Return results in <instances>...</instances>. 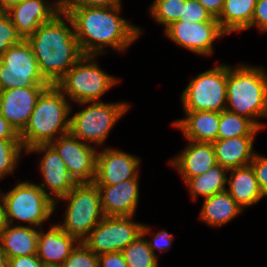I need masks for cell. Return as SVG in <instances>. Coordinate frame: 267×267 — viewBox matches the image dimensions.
Here are the masks:
<instances>
[{
	"instance_id": "obj_46",
	"label": "cell",
	"mask_w": 267,
	"mask_h": 267,
	"mask_svg": "<svg viewBox=\"0 0 267 267\" xmlns=\"http://www.w3.org/2000/svg\"><path fill=\"white\" fill-rule=\"evenodd\" d=\"M41 267H62L60 265H53V264H45V263H42L41 264Z\"/></svg>"
},
{
	"instance_id": "obj_13",
	"label": "cell",
	"mask_w": 267,
	"mask_h": 267,
	"mask_svg": "<svg viewBox=\"0 0 267 267\" xmlns=\"http://www.w3.org/2000/svg\"><path fill=\"white\" fill-rule=\"evenodd\" d=\"M164 31V35L177 46L197 56H211L214 42L227 36L219 22L190 23L175 21Z\"/></svg>"
},
{
	"instance_id": "obj_6",
	"label": "cell",
	"mask_w": 267,
	"mask_h": 267,
	"mask_svg": "<svg viewBox=\"0 0 267 267\" xmlns=\"http://www.w3.org/2000/svg\"><path fill=\"white\" fill-rule=\"evenodd\" d=\"M98 55H83L55 84L72 103L102 101L101 97L121 81L106 73L98 63Z\"/></svg>"
},
{
	"instance_id": "obj_9",
	"label": "cell",
	"mask_w": 267,
	"mask_h": 267,
	"mask_svg": "<svg viewBox=\"0 0 267 267\" xmlns=\"http://www.w3.org/2000/svg\"><path fill=\"white\" fill-rule=\"evenodd\" d=\"M180 97L183 111L226 110L227 64H216L214 68L193 77Z\"/></svg>"
},
{
	"instance_id": "obj_39",
	"label": "cell",
	"mask_w": 267,
	"mask_h": 267,
	"mask_svg": "<svg viewBox=\"0 0 267 267\" xmlns=\"http://www.w3.org/2000/svg\"><path fill=\"white\" fill-rule=\"evenodd\" d=\"M98 267H128L122 252H110L98 256Z\"/></svg>"
},
{
	"instance_id": "obj_30",
	"label": "cell",
	"mask_w": 267,
	"mask_h": 267,
	"mask_svg": "<svg viewBox=\"0 0 267 267\" xmlns=\"http://www.w3.org/2000/svg\"><path fill=\"white\" fill-rule=\"evenodd\" d=\"M186 0H153L148 7L152 19L164 30L182 16V10Z\"/></svg>"
},
{
	"instance_id": "obj_18",
	"label": "cell",
	"mask_w": 267,
	"mask_h": 267,
	"mask_svg": "<svg viewBox=\"0 0 267 267\" xmlns=\"http://www.w3.org/2000/svg\"><path fill=\"white\" fill-rule=\"evenodd\" d=\"M140 179L125 180L115 185H97L105 216H135L140 200Z\"/></svg>"
},
{
	"instance_id": "obj_17",
	"label": "cell",
	"mask_w": 267,
	"mask_h": 267,
	"mask_svg": "<svg viewBox=\"0 0 267 267\" xmlns=\"http://www.w3.org/2000/svg\"><path fill=\"white\" fill-rule=\"evenodd\" d=\"M63 10L58 0H21L8 10L17 33L23 40L31 36L41 24L51 21Z\"/></svg>"
},
{
	"instance_id": "obj_36",
	"label": "cell",
	"mask_w": 267,
	"mask_h": 267,
	"mask_svg": "<svg viewBox=\"0 0 267 267\" xmlns=\"http://www.w3.org/2000/svg\"><path fill=\"white\" fill-rule=\"evenodd\" d=\"M151 237L152 239H147V242L153 253L158 256L156 254V250L160 251V253H163L171 249L175 235L173 233L167 232L166 229H161L155 234L153 233Z\"/></svg>"
},
{
	"instance_id": "obj_31",
	"label": "cell",
	"mask_w": 267,
	"mask_h": 267,
	"mask_svg": "<svg viewBox=\"0 0 267 267\" xmlns=\"http://www.w3.org/2000/svg\"><path fill=\"white\" fill-rule=\"evenodd\" d=\"M22 152L26 153V150L20 139L0 140V181L10 174H15Z\"/></svg>"
},
{
	"instance_id": "obj_42",
	"label": "cell",
	"mask_w": 267,
	"mask_h": 267,
	"mask_svg": "<svg viewBox=\"0 0 267 267\" xmlns=\"http://www.w3.org/2000/svg\"><path fill=\"white\" fill-rule=\"evenodd\" d=\"M213 17L217 18L225 0H197Z\"/></svg>"
},
{
	"instance_id": "obj_16",
	"label": "cell",
	"mask_w": 267,
	"mask_h": 267,
	"mask_svg": "<svg viewBox=\"0 0 267 267\" xmlns=\"http://www.w3.org/2000/svg\"><path fill=\"white\" fill-rule=\"evenodd\" d=\"M48 86L18 87L0 91V113L20 135L41 93Z\"/></svg>"
},
{
	"instance_id": "obj_3",
	"label": "cell",
	"mask_w": 267,
	"mask_h": 267,
	"mask_svg": "<svg viewBox=\"0 0 267 267\" xmlns=\"http://www.w3.org/2000/svg\"><path fill=\"white\" fill-rule=\"evenodd\" d=\"M226 110L252 120L260 129L267 118V70L247 63L227 64Z\"/></svg>"
},
{
	"instance_id": "obj_8",
	"label": "cell",
	"mask_w": 267,
	"mask_h": 267,
	"mask_svg": "<svg viewBox=\"0 0 267 267\" xmlns=\"http://www.w3.org/2000/svg\"><path fill=\"white\" fill-rule=\"evenodd\" d=\"M17 183L10 191L1 192L7 224L24 223L25 226L27 223V226L41 228L56 211L55 203L36 183L28 180Z\"/></svg>"
},
{
	"instance_id": "obj_4",
	"label": "cell",
	"mask_w": 267,
	"mask_h": 267,
	"mask_svg": "<svg viewBox=\"0 0 267 267\" xmlns=\"http://www.w3.org/2000/svg\"><path fill=\"white\" fill-rule=\"evenodd\" d=\"M72 103L56 85H49L39 96L29 121L20 134L25 150L50 144L69 133Z\"/></svg>"
},
{
	"instance_id": "obj_34",
	"label": "cell",
	"mask_w": 267,
	"mask_h": 267,
	"mask_svg": "<svg viewBox=\"0 0 267 267\" xmlns=\"http://www.w3.org/2000/svg\"><path fill=\"white\" fill-rule=\"evenodd\" d=\"M179 21L190 23L218 22L197 0H186Z\"/></svg>"
},
{
	"instance_id": "obj_19",
	"label": "cell",
	"mask_w": 267,
	"mask_h": 267,
	"mask_svg": "<svg viewBox=\"0 0 267 267\" xmlns=\"http://www.w3.org/2000/svg\"><path fill=\"white\" fill-rule=\"evenodd\" d=\"M169 160V165L178 172L184 184L217 164L212 143L187 140L186 147Z\"/></svg>"
},
{
	"instance_id": "obj_7",
	"label": "cell",
	"mask_w": 267,
	"mask_h": 267,
	"mask_svg": "<svg viewBox=\"0 0 267 267\" xmlns=\"http://www.w3.org/2000/svg\"><path fill=\"white\" fill-rule=\"evenodd\" d=\"M67 202L63 221H59L62 230L70 236L83 242L92 229L105 217L101 207V196L97 185L92 183H77L64 197L55 202Z\"/></svg>"
},
{
	"instance_id": "obj_25",
	"label": "cell",
	"mask_w": 267,
	"mask_h": 267,
	"mask_svg": "<svg viewBox=\"0 0 267 267\" xmlns=\"http://www.w3.org/2000/svg\"><path fill=\"white\" fill-rule=\"evenodd\" d=\"M244 210L225 190L203 199L199 220L209 227L219 228L230 223Z\"/></svg>"
},
{
	"instance_id": "obj_32",
	"label": "cell",
	"mask_w": 267,
	"mask_h": 267,
	"mask_svg": "<svg viewBox=\"0 0 267 267\" xmlns=\"http://www.w3.org/2000/svg\"><path fill=\"white\" fill-rule=\"evenodd\" d=\"M22 40L10 19L8 11L0 9V56Z\"/></svg>"
},
{
	"instance_id": "obj_12",
	"label": "cell",
	"mask_w": 267,
	"mask_h": 267,
	"mask_svg": "<svg viewBox=\"0 0 267 267\" xmlns=\"http://www.w3.org/2000/svg\"><path fill=\"white\" fill-rule=\"evenodd\" d=\"M65 163L76 183H92L95 179L98 149L82 142L70 132L50 143Z\"/></svg>"
},
{
	"instance_id": "obj_44",
	"label": "cell",
	"mask_w": 267,
	"mask_h": 267,
	"mask_svg": "<svg viewBox=\"0 0 267 267\" xmlns=\"http://www.w3.org/2000/svg\"><path fill=\"white\" fill-rule=\"evenodd\" d=\"M20 1L21 0H0V9L8 11L12 6Z\"/></svg>"
},
{
	"instance_id": "obj_41",
	"label": "cell",
	"mask_w": 267,
	"mask_h": 267,
	"mask_svg": "<svg viewBox=\"0 0 267 267\" xmlns=\"http://www.w3.org/2000/svg\"><path fill=\"white\" fill-rule=\"evenodd\" d=\"M1 139H20V135L0 113V140Z\"/></svg>"
},
{
	"instance_id": "obj_23",
	"label": "cell",
	"mask_w": 267,
	"mask_h": 267,
	"mask_svg": "<svg viewBox=\"0 0 267 267\" xmlns=\"http://www.w3.org/2000/svg\"><path fill=\"white\" fill-rule=\"evenodd\" d=\"M256 136H240L218 139L213 142L217 164L228 170L249 165L256 153Z\"/></svg>"
},
{
	"instance_id": "obj_28",
	"label": "cell",
	"mask_w": 267,
	"mask_h": 267,
	"mask_svg": "<svg viewBox=\"0 0 267 267\" xmlns=\"http://www.w3.org/2000/svg\"><path fill=\"white\" fill-rule=\"evenodd\" d=\"M151 226L143 225L142 234L122 250L128 267H159L158 257L153 253L146 236L151 235Z\"/></svg>"
},
{
	"instance_id": "obj_15",
	"label": "cell",
	"mask_w": 267,
	"mask_h": 267,
	"mask_svg": "<svg viewBox=\"0 0 267 267\" xmlns=\"http://www.w3.org/2000/svg\"><path fill=\"white\" fill-rule=\"evenodd\" d=\"M140 165L139 156L108 146L98 151L94 183L115 185L125 180L139 179Z\"/></svg>"
},
{
	"instance_id": "obj_14",
	"label": "cell",
	"mask_w": 267,
	"mask_h": 267,
	"mask_svg": "<svg viewBox=\"0 0 267 267\" xmlns=\"http://www.w3.org/2000/svg\"><path fill=\"white\" fill-rule=\"evenodd\" d=\"M30 153L42 154L38 168L44 182L37 185L54 203L75 187L77 183L70 176L65 163L50 144L33 146L26 150L25 155Z\"/></svg>"
},
{
	"instance_id": "obj_10",
	"label": "cell",
	"mask_w": 267,
	"mask_h": 267,
	"mask_svg": "<svg viewBox=\"0 0 267 267\" xmlns=\"http://www.w3.org/2000/svg\"><path fill=\"white\" fill-rule=\"evenodd\" d=\"M49 85L51 84L42 76L32 48L26 40L11 46L0 56V91Z\"/></svg>"
},
{
	"instance_id": "obj_37",
	"label": "cell",
	"mask_w": 267,
	"mask_h": 267,
	"mask_svg": "<svg viewBox=\"0 0 267 267\" xmlns=\"http://www.w3.org/2000/svg\"><path fill=\"white\" fill-rule=\"evenodd\" d=\"M252 27L259 30V33L267 32V0H257L252 22L246 30Z\"/></svg>"
},
{
	"instance_id": "obj_29",
	"label": "cell",
	"mask_w": 267,
	"mask_h": 267,
	"mask_svg": "<svg viewBox=\"0 0 267 267\" xmlns=\"http://www.w3.org/2000/svg\"><path fill=\"white\" fill-rule=\"evenodd\" d=\"M260 129L252 120L228 110L220 112L218 139L257 136Z\"/></svg>"
},
{
	"instance_id": "obj_45",
	"label": "cell",
	"mask_w": 267,
	"mask_h": 267,
	"mask_svg": "<svg viewBox=\"0 0 267 267\" xmlns=\"http://www.w3.org/2000/svg\"><path fill=\"white\" fill-rule=\"evenodd\" d=\"M0 267H8V258L1 249V245H0Z\"/></svg>"
},
{
	"instance_id": "obj_5",
	"label": "cell",
	"mask_w": 267,
	"mask_h": 267,
	"mask_svg": "<svg viewBox=\"0 0 267 267\" xmlns=\"http://www.w3.org/2000/svg\"><path fill=\"white\" fill-rule=\"evenodd\" d=\"M130 106V103L123 101L78 103V107L83 109L72 115L71 107L69 132L82 142L101 148L105 146L112 128L128 112Z\"/></svg>"
},
{
	"instance_id": "obj_21",
	"label": "cell",
	"mask_w": 267,
	"mask_h": 267,
	"mask_svg": "<svg viewBox=\"0 0 267 267\" xmlns=\"http://www.w3.org/2000/svg\"><path fill=\"white\" fill-rule=\"evenodd\" d=\"M184 118L174 120L171 125L178 128L186 140L213 143L218 140L220 112L183 111Z\"/></svg>"
},
{
	"instance_id": "obj_11",
	"label": "cell",
	"mask_w": 267,
	"mask_h": 267,
	"mask_svg": "<svg viewBox=\"0 0 267 267\" xmlns=\"http://www.w3.org/2000/svg\"><path fill=\"white\" fill-rule=\"evenodd\" d=\"M134 216H105L89 233L83 243L97 256L122 252L142 234L143 223Z\"/></svg>"
},
{
	"instance_id": "obj_22",
	"label": "cell",
	"mask_w": 267,
	"mask_h": 267,
	"mask_svg": "<svg viewBox=\"0 0 267 267\" xmlns=\"http://www.w3.org/2000/svg\"><path fill=\"white\" fill-rule=\"evenodd\" d=\"M227 175L226 191L244 211L264 199L251 164L230 169Z\"/></svg>"
},
{
	"instance_id": "obj_1",
	"label": "cell",
	"mask_w": 267,
	"mask_h": 267,
	"mask_svg": "<svg viewBox=\"0 0 267 267\" xmlns=\"http://www.w3.org/2000/svg\"><path fill=\"white\" fill-rule=\"evenodd\" d=\"M122 6L63 7L72 20L74 33L83 55H104L105 48L117 53L140 39L143 29L120 16Z\"/></svg>"
},
{
	"instance_id": "obj_24",
	"label": "cell",
	"mask_w": 267,
	"mask_h": 267,
	"mask_svg": "<svg viewBox=\"0 0 267 267\" xmlns=\"http://www.w3.org/2000/svg\"><path fill=\"white\" fill-rule=\"evenodd\" d=\"M39 229L7 224L0 236L1 249L7 258L36 255Z\"/></svg>"
},
{
	"instance_id": "obj_2",
	"label": "cell",
	"mask_w": 267,
	"mask_h": 267,
	"mask_svg": "<svg viewBox=\"0 0 267 267\" xmlns=\"http://www.w3.org/2000/svg\"><path fill=\"white\" fill-rule=\"evenodd\" d=\"M26 41L32 48L42 76L55 85L83 56L72 20L62 10L43 23Z\"/></svg>"
},
{
	"instance_id": "obj_40",
	"label": "cell",
	"mask_w": 267,
	"mask_h": 267,
	"mask_svg": "<svg viewBox=\"0 0 267 267\" xmlns=\"http://www.w3.org/2000/svg\"><path fill=\"white\" fill-rule=\"evenodd\" d=\"M42 261L37 255L21 256L8 259V267H41Z\"/></svg>"
},
{
	"instance_id": "obj_35",
	"label": "cell",
	"mask_w": 267,
	"mask_h": 267,
	"mask_svg": "<svg viewBox=\"0 0 267 267\" xmlns=\"http://www.w3.org/2000/svg\"><path fill=\"white\" fill-rule=\"evenodd\" d=\"M262 194L267 198V156L257 151L251 161Z\"/></svg>"
},
{
	"instance_id": "obj_27",
	"label": "cell",
	"mask_w": 267,
	"mask_h": 267,
	"mask_svg": "<svg viewBox=\"0 0 267 267\" xmlns=\"http://www.w3.org/2000/svg\"><path fill=\"white\" fill-rule=\"evenodd\" d=\"M228 169L216 164L205 173L190 178L186 183L190 197L197 201L199 196L210 197L226 190Z\"/></svg>"
},
{
	"instance_id": "obj_20",
	"label": "cell",
	"mask_w": 267,
	"mask_h": 267,
	"mask_svg": "<svg viewBox=\"0 0 267 267\" xmlns=\"http://www.w3.org/2000/svg\"><path fill=\"white\" fill-rule=\"evenodd\" d=\"M47 230L39 229L36 255L42 263L62 266L80 242L57 223Z\"/></svg>"
},
{
	"instance_id": "obj_33",
	"label": "cell",
	"mask_w": 267,
	"mask_h": 267,
	"mask_svg": "<svg viewBox=\"0 0 267 267\" xmlns=\"http://www.w3.org/2000/svg\"><path fill=\"white\" fill-rule=\"evenodd\" d=\"M62 267H98V256L83 242H80Z\"/></svg>"
},
{
	"instance_id": "obj_43",
	"label": "cell",
	"mask_w": 267,
	"mask_h": 267,
	"mask_svg": "<svg viewBox=\"0 0 267 267\" xmlns=\"http://www.w3.org/2000/svg\"><path fill=\"white\" fill-rule=\"evenodd\" d=\"M6 225H7V222H6V214H5V205H4L2 194L0 192V236L2 232L5 230Z\"/></svg>"
},
{
	"instance_id": "obj_26",
	"label": "cell",
	"mask_w": 267,
	"mask_h": 267,
	"mask_svg": "<svg viewBox=\"0 0 267 267\" xmlns=\"http://www.w3.org/2000/svg\"><path fill=\"white\" fill-rule=\"evenodd\" d=\"M257 0H225L216 18L220 28L227 34L246 31L250 26Z\"/></svg>"
},
{
	"instance_id": "obj_47",
	"label": "cell",
	"mask_w": 267,
	"mask_h": 267,
	"mask_svg": "<svg viewBox=\"0 0 267 267\" xmlns=\"http://www.w3.org/2000/svg\"><path fill=\"white\" fill-rule=\"evenodd\" d=\"M62 5L71 0H58Z\"/></svg>"
},
{
	"instance_id": "obj_38",
	"label": "cell",
	"mask_w": 267,
	"mask_h": 267,
	"mask_svg": "<svg viewBox=\"0 0 267 267\" xmlns=\"http://www.w3.org/2000/svg\"><path fill=\"white\" fill-rule=\"evenodd\" d=\"M122 0H71L63 7H112L122 6Z\"/></svg>"
}]
</instances>
